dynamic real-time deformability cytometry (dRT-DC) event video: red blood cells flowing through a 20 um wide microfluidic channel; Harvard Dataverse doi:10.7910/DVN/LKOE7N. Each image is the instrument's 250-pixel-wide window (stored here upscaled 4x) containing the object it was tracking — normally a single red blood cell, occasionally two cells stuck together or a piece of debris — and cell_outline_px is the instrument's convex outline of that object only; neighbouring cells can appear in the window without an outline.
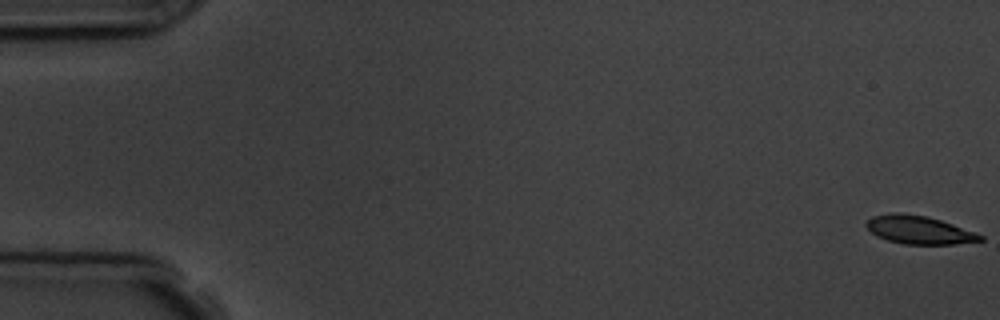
{"species": "common noctule bat (a hibernating species)", "species_latin": "Nyctalus noctula", "temperature_condition": "room temperature", "stored_images_in_passage": 6, "camera_frame_rate_fps": 3000, "um_per_image_px": 0.085, "animal": {"sex": "male", "body_mass_g": 19.5, "forearm_length_mm": 54.6}, "frame": {"image": 1, "passage_image": 1, "time_ms": 0.0, "image_size_px": [1000, 320], "cell_outline_px": [[984, 240], [952, 244], [904, 244], [888, 240], [876, 236], [864, 224], [872, 216], [892, 212], [900, 212], [924, 216], [940, 220], [952, 224], [984, 236]], "centroid_in_image_um": [78.08, 19.53], "position_along_channel_um": 6.9, "area_um2": 18.5}}
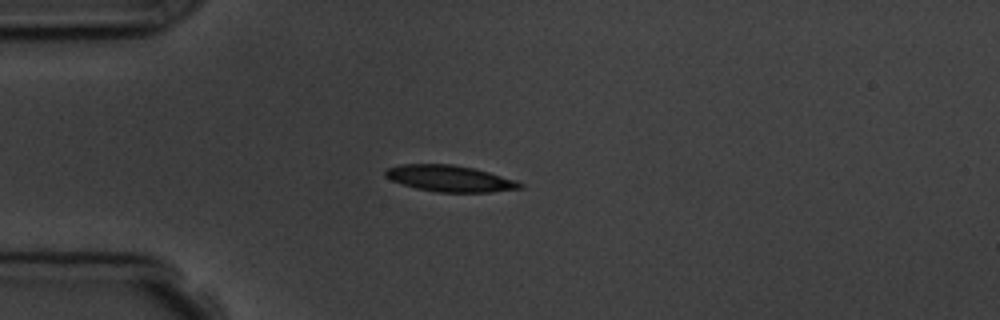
{"frame": {"image": 2, "passage_image": 5, "time_ms": 4.667, "image_size_px": [1000, 320], "cell_outline_px": [[524, 188], [492, 192], [436, 192], [416, 188], [392, 180], [384, 176], [384, 168], [400, 164], [452, 164], [472, 168], [488, 172], [516, 180], [524, 184]], "centroid_in_image_um": [38.23, 15.17], "position_along_channel_um": 46.8, "area_um2": 20.69}}